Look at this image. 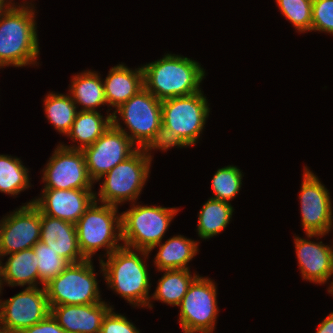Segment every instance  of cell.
<instances>
[{
  "label": "cell",
  "instance_id": "33",
  "mask_svg": "<svg viewBox=\"0 0 333 333\" xmlns=\"http://www.w3.org/2000/svg\"><path fill=\"white\" fill-rule=\"evenodd\" d=\"M311 31L333 35V0H313Z\"/></svg>",
  "mask_w": 333,
  "mask_h": 333
},
{
  "label": "cell",
  "instance_id": "34",
  "mask_svg": "<svg viewBox=\"0 0 333 333\" xmlns=\"http://www.w3.org/2000/svg\"><path fill=\"white\" fill-rule=\"evenodd\" d=\"M111 308L104 316L101 330L98 333H140L125 316L116 314Z\"/></svg>",
  "mask_w": 333,
  "mask_h": 333
},
{
  "label": "cell",
  "instance_id": "19",
  "mask_svg": "<svg viewBox=\"0 0 333 333\" xmlns=\"http://www.w3.org/2000/svg\"><path fill=\"white\" fill-rule=\"evenodd\" d=\"M40 241L57 252L69 264L85 258L80 252L75 224L41 213Z\"/></svg>",
  "mask_w": 333,
  "mask_h": 333
},
{
  "label": "cell",
  "instance_id": "13",
  "mask_svg": "<svg viewBox=\"0 0 333 333\" xmlns=\"http://www.w3.org/2000/svg\"><path fill=\"white\" fill-rule=\"evenodd\" d=\"M56 147L42 170L44 189H92L83 151Z\"/></svg>",
  "mask_w": 333,
  "mask_h": 333
},
{
  "label": "cell",
  "instance_id": "39",
  "mask_svg": "<svg viewBox=\"0 0 333 333\" xmlns=\"http://www.w3.org/2000/svg\"><path fill=\"white\" fill-rule=\"evenodd\" d=\"M0 333H15L0 323Z\"/></svg>",
  "mask_w": 333,
  "mask_h": 333
},
{
  "label": "cell",
  "instance_id": "10",
  "mask_svg": "<svg viewBox=\"0 0 333 333\" xmlns=\"http://www.w3.org/2000/svg\"><path fill=\"white\" fill-rule=\"evenodd\" d=\"M217 303L215 282L198 275L178 305L181 329L213 333L219 312Z\"/></svg>",
  "mask_w": 333,
  "mask_h": 333
},
{
  "label": "cell",
  "instance_id": "24",
  "mask_svg": "<svg viewBox=\"0 0 333 333\" xmlns=\"http://www.w3.org/2000/svg\"><path fill=\"white\" fill-rule=\"evenodd\" d=\"M69 86V95L75 104L82 105V111H95L101 105H107L104 84L99 73L86 70L73 75Z\"/></svg>",
  "mask_w": 333,
  "mask_h": 333
},
{
  "label": "cell",
  "instance_id": "22",
  "mask_svg": "<svg viewBox=\"0 0 333 333\" xmlns=\"http://www.w3.org/2000/svg\"><path fill=\"white\" fill-rule=\"evenodd\" d=\"M197 241L191 240L182 235L169 238L164 243L155 245L149 253L159 246L158 253L154 258V265L158 271L173 269H188V263L196 256L198 252Z\"/></svg>",
  "mask_w": 333,
  "mask_h": 333
},
{
  "label": "cell",
  "instance_id": "20",
  "mask_svg": "<svg viewBox=\"0 0 333 333\" xmlns=\"http://www.w3.org/2000/svg\"><path fill=\"white\" fill-rule=\"evenodd\" d=\"M103 80L105 98L108 107L115 110L144 88L142 66L132 70L123 63L108 71Z\"/></svg>",
  "mask_w": 333,
  "mask_h": 333
},
{
  "label": "cell",
  "instance_id": "21",
  "mask_svg": "<svg viewBox=\"0 0 333 333\" xmlns=\"http://www.w3.org/2000/svg\"><path fill=\"white\" fill-rule=\"evenodd\" d=\"M3 265L0 260V294L2 285L38 287L39 272L37 256L32 248L8 254ZM6 282V283H5Z\"/></svg>",
  "mask_w": 333,
  "mask_h": 333
},
{
  "label": "cell",
  "instance_id": "5",
  "mask_svg": "<svg viewBox=\"0 0 333 333\" xmlns=\"http://www.w3.org/2000/svg\"><path fill=\"white\" fill-rule=\"evenodd\" d=\"M121 213V238L129 248L150 251L161 243L179 208L131 204Z\"/></svg>",
  "mask_w": 333,
  "mask_h": 333
},
{
  "label": "cell",
  "instance_id": "31",
  "mask_svg": "<svg viewBox=\"0 0 333 333\" xmlns=\"http://www.w3.org/2000/svg\"><path fill=\"white\" fill-rule=\"evenodd\" d=\"M280 13L288 19L295 30L304 33L311 31L313 0H276Z\"/></svg>",
  "mask_w": 333,
  "mask_h": 333
},
{
  "label": "cell",
  "instance_id": "9",
  "mask_svg": "<svg viewBox=\"0 0 333 333\" xmlns=\"http://www.w3.org/2000/svg\"><path fill=\"white\" fill-rule=\"evenodd\" d=\"M209 112V104L202 91L161 103L162 124L175 130L188 147L198 142Z\"/></svg>",
  "mask_w": 333,
  "mask_h": 333
},
{
  "label": "cell",
  "instance_id": "8",
  "mask_svg": "<svg viewBox=\"0 0 333 333\" xmlns=\"http://www.w3.org/2000/svg\"><path fill=\"white\" fill-rule=\"evenodd\" d=\"M161 103L162 101L143 88L114 110L112 125L123 131L138 148H142L162 124ZM117 114L129 132L122 127Z\"/></svg>",
  "mask_w": 333,
  "mask_h": 333
},
{
  "label": "cell",
  "instance_id": "1",
  "mask_svg": "<svg viewBox=\"0 0 333 333\" xmlns=\"http://www.w3.org/2000/svg\"><path fill=\"white\" fill-rule=\"evenodd\" d=\"M25 3L11 2L0 15V69L37 63L40 49L35 9L33 3Z\"/></svg>",
  "mask_w": 333,
  "mask_h": 333
},
{
  "label": "cell",
  "instance_id": "36",
  "mask_svg": "<svg viewBox=\"0 0 333 333\" xmlns=\"http://www.w3.org/2000/svg\"><path fill=\"white\" fill-rule=\"evenodd\" d=\"M316 333H333V312L319 324Z\"/></svg>",
  "mask_w": 333,
  "mask_h": 333
},
{
  "label": "cell",
  "instance_id": "15",
  "mask_svg": "<svg viewBox=\"0 0 333 333\" xmlns=\"http://www.w3.org/2000/svg\"><path fill=\"white\" fill-rule=\"evenodd\" d=\"M50 313L44 286L26 287L7 300L0 299V323L15 333H21Z\"/></svg>",
  "mask_w": 333,
  "mask_h": 333
},
{
  "label": "cell",
  "instance_id": "18",
  "mask_svg": "<svg viewBox=\"0 0 333 333\" xmlns=\"http://www.w3.org/2000/svg\"><path fill=\"white\" fill-rule=\"evenodd\" d=\"M102 301L86 305L50 306L51 314L66 333H98L107 312L112 308Z\"/></svg>",
  "mask_w": 333,
  "mask_h": 333
},
{
  "label": "cell",
  "instance_id": "29",
  "mask_svg": "<svg viewBox=\"0 0 333 333\" xmlns=\"http://www.w3.org/2000/svg\"><path fill=\"white\" fill-rule=\"evenodd\" d=\"M242 171L233 165L219 168L212 177L213 195L211 198L230 203L238 195L242 186Z\"/></svg>",
  "mask_w": 333,
  "mask_h": 333
},
{
  "label": "cell",
  "instance_id": "2",
  "mask_svg": "<svg viewBox=\"0 0 333 333\" xmlns=\"http://www.w3.org/2000/svg\"><path fill=\"white\" fill-rule=\"evenodd\" d=\"M148 256V251L122 245L107 256L106 262L102 258L99 259V262L102 276L110 289H113L117 295L119 294L134 307L141 306L152 309L151 296L149 295L150 276L148 265L144 261L148 259Z\"/></svg>",
  "mask_w": 333,
  "mask_h": 333
},
{
  "label": "cell",
  "instance_id": "3",
  "mask_svg": "<svg viewBox=\"0 0 333 333\" xmlns=\"http://www.w3.org/2000/svg\"><path fill=\"white\" fill-rule=\"evenodd\" d=\"M142 69L144 88L160 101L202 91L205 70L188 57L167 53Z\"/></svg>",
  "mask_w": 333,
  "mask_h": 333
},
{
  "label": "cell",
  "instance_id": "28",
  "mask_svg": "<svg viewBox=\"0 0 333 333\" xmlns=\"http://www.w3.org/2000/svg\"><path fill=\"white\" fill-rule=\"evenodd\" d=\"M28 170L20 158L0 154V192L15 196L28 189Z\"/></svg>",
  "mask_w": 333,
  "mask_h": 333
},
{
  "label": "cell",
  "instance_id": "37",
  "mask_svg": "<svg viewBox=\"0 0 333 333\" xmlns=\"http://www.w3.org/2000/svg\"><path fill=\"white\" fill-rule=\"evenodd\" d=\"M11 3V0H0V15Z\"/></svg>",
  "mask_w": 333,
  "mask_h": 333
},
{
  "label": "cell",
  "instance_id": "35",
  "mask_svg": "<svg viewBox=\"0 0 333 333\" xmlns=\"http://www.w3.org/2000/svg\"><path fill=\"white\" fill-rule=\"evenodd\" d=\"M21 333H66L50 313L40 322L24 329Z\"/></svg>",
  "mask_w": 333,
  "mask_h": 333
},
{
  "label": "cell",
  "instance_id": "41",
  "mask_svg": "<svg viewBox=\"0 0 333 333\" xmlns=\"http://www.w3.org/2000/svg\"><path fill=\"white\" fill-rule=\"evenodd\" d=\"M183 333H211V332H192V331H186V330H182Z\"/></svg>",
  "mask_w": 333,
  "mask_h": 333
},
{
  "label": "cell",
  "instance_id": "38",
  "mask_svg": "<svg viewBox=\"0 0 333 333\" xmlns=\"http://www.w3.org/2000/svg\"><path fill=\"white\" fill-rule=\"evenodd\" d=\"M332 228H333V218H332L331 222L329 223V225H328V227H327V230H326L325 235L328 234L329 231L332 230ZM329 247H330V249H331V251H332V253H333V245H331V246L329 245Z\"/></svg>",
  "mask_w": 333,
  "mask_h": 333
},
{
  "label": "cell",
  "instance_id": "17",
  "mask_svg": "<svg viewBox=\"0 0 333 333\" xmlns=\"http://www.w3.org/2000/svg\"><path fill=\"white\" fill-rule=\"evenodd\" d=\"M294 242L302 279L325 284L333 276V253L329 245L299 236H295Z\"/></svg>",
  "mask_w": 333,
  "mask_h": 333
},
{
  "label": "cell",
  "instance_id": "23",
  "mask_svg": "<svg viewBox=\"0 0 333 333\" xmlns=\"http://www.w3.org/2000/svg\"><path fill=\"white\" fill-rule=\"evenodd\" d=\"M111 125L112 113L107 112V116L104 118L97 110H79L66 135L70 139L72 138V142L78 144L68 146L61 143V145L70 149L83 150L85 147L91 146Z\"/></svg>",
  "mask_w": 333,
  "mask_h": 333
},
{
  "label": "cell",
  "instance_id": "25",
  "mask_svg": "<svg viewBox=\"0 0 333 333\" xmlns=\"http://www.w3.org/2000/svg\"><path fill=\"white\" fill-rule=\"evenodd\" d=\"M198 213L197 234L202 239H210L220 234L232 219L234 208L231 203L210 198Z\"/></svg>",
  "mask_w": 333,
  "mask_h": 333
},
{
  "label": "cell",
  "instance_id": "4",
  "mask_svg": "<svg viewBox=\"0 0 333 333\" xmlns=\"http://www.w3.org/2000/svg\"><path fill=\"white\" fill-rule=\"evenodd\" d=\"M94 201L75 224L78 246L85 259L106 249L105 257L121 247V214L118 207Z\"/></svg>",
  "mask_w": 333,
  "mask_h": 333
},
{
  "label": "cell",
  "instance_id": "7",
  "mask_svg": "<svg viewBox=\"0 0 333 333\" xmlns=\"http://www.w3.org/2000/svg\"><path fill=\"white\" fill-rule=\"evenodd\" d=\"M92 260L69 264L44 285L50 306L86 305L102 302Z\"/></svg>",
  "mask_w": 333,
  "mask_h": 333
},
{
  "label": "cell",
  "instance_id": "27",
  "mask_svg": "<svg viewBox=\"0 0 333 333\" xmlns=\"http://www.w3.org/2000/svg\"><path fill=\"white\" fill-rule=\"evenodd\" d=\"M44 111L47 120L55 130L67 135L79 111L71 96L49 92L44 98Z\"/></svg>",
  "mask_w": 333,
  "mask_h": 333
},
{
  "label": "cell",
  "instance_id": "6",
  "mask_svg": "<svg viewBox=\"0 0 333 333\" xmlns=\"http://www.w3.org/2000/svg\"><path fill=\"white\" fill-rule=\"evenodd\" d=\"M150 167L151 160L138 148L100 178L103 182L99 192L95 193V201L116 207L126 201L136 203L149 177Z\"/></svg>",
  "mask_w": 333,
  "mask_h": 333
},
{
  "label": "cell",
  "instance_id": "16",
  "mask_svg": "<svg viewBox=\"0 0 333 333\" xmlns=\"http://www.w3.org/2000/svg\"><path fill=\"white\" fill-rule=\"evenodd\" d=\"M94 201L92 189H43L33 204L44 215L76 224Z\"/></svg>",
  "mask_w": 333,
  "mask_h": 333
},
{
  "label": "cell",
  "instance_id": "11",
  "mask_svg": "<svg viewBox=\"0 0 333 333\" xmlns=\"http://www.w3.org/2000/svg\"><path fill=\"white\" fill-rule=\"evenodd\" d=\"M303 181L299 193L301 224L307 238L325 236L333 218L329 190L309 168L304 166Z\"/></svg>",
  "mask_w": 333,
  "mask_h": 333
},
{
  "label": "cell",
  "instance_id": "32",
  "mask_svg": "<svg viewBox=\"0 0 333 333\" xmlns=\"http://www.w3.org/2000/svg\"><path fill=\"white\" fill-rule=\"evenodd\" d=\"M172 147H188L178 136L175 130H172L165 125L161 124L159 129H157L152 137L146 142V144L141 148L144 155L149 159H152L151 151L152 149H159L162 151L169 150ZM151 150V151H150Z\"/></svg>",
  "mask_w": 333,
  "mask_h": 333
},
{
  "label": "cell",
  "instance_id": "30",
  "mask_svg": "<svg viewBox=\"0 0 333 333\" xmlns=\"http://www.w3.org/2000/svg\"><path fill=\"white\" fill-rule=\"evenodd\" d=\"M37 256V267L39 272V284L44 286L53 278L60 275L69 263L44 242L38 241L32 247Z\"/></svg>",
  "mask_w": 333,
  "mask_h": 333
},
{
  "label": "cell",
  "instance_id": "26",
  "mask_svg": "<svg viewBox=\"0 0 333 333\" xmlns=\"http://www.w3.org/2000/svg\"><path fill=\"white\" fill-rule=\"evenodd\" d=\"M158 279L157 287L151 299L159 300L171 306H178L188 291L192 281L198 276L191 275L188 269L164 270Z\"/></svg>",
  "mask_w": 333,
  "mask_h": 333
},
{
  "label": "cell",
  "instance_id": "12",
  "mask_svg": "<svg viewBox=\"0 0 333 333\" xmlns=\"http://www.w3.org/2000/svg\"><path fill=\"white\" fill-rule=\"evenodd\" d=\"M40 233L41 212L32 200L0 220V257L32 248Z\"/></svg>",
  "mask_w": 333,
  "mask_h": 333
},
{
  "label": "cell",
  "instance_id": "40",
  "mask_svg": "<svg viewBox=\"0 0 333 333\" xmlns=\"http://www.w3.org/2000/svg\"><path fill=\"white\" fill-rule=\"evenodd\" d=\"M328 289L329 290H327V291L333 295V280H332V282H330V286Z\"/></svg>",
  "mask_w": 333,
  "mask_h": 333
},
{
  "label": "cell",
  "instance_id": "14",
  "mask_svg": "<svg viewBox=\"0 0 333 333\" xmlns=\"http://www.w3.org/2000/svg\"><path fill=\"white\" fill-rule=\"evenodd\" d=\"M138 147L121 130L111 125L91 146L82 151L87 171L93 182L131 156Z\"/></svg>",
  "mask_w": 333,
  "mask_h": 333
}]
</instances>
